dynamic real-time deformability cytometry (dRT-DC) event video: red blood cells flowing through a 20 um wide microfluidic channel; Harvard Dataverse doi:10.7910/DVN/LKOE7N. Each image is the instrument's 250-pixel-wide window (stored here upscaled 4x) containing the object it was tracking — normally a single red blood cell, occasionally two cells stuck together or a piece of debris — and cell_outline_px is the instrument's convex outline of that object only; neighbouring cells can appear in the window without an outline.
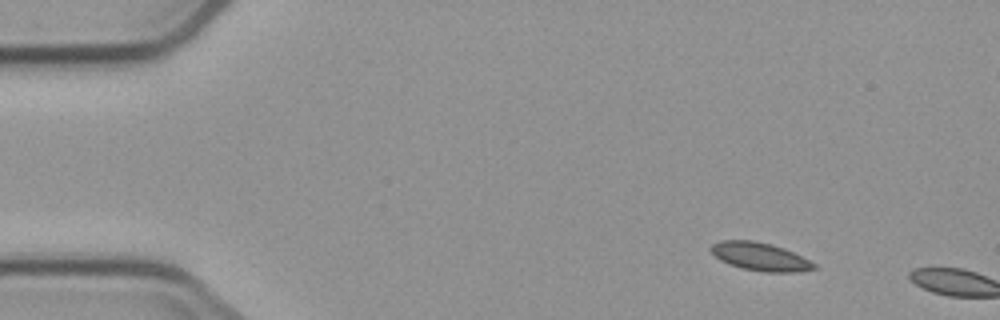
{"species": "common noctule bat (a hibernating species)", "species_latin": "Nyctalus noctula", "temperature_condition": "cold", "stored_images_in_passage": 2, "camera_frame_rate_fps": 3000, "um_per_image_px": 0.085, "animal": {"sex": "male", "body_mass_g": 23.1, "forearm_length_mm": 52.7}, "frame": {"image": 1, "passage_image": 1, "time_ms": 0.0, "image_size_px": [1000, 320], "cell_outline_px": [[820, 268], [796, 272], [764, 272], [740, 268], [728, 264], [720, 260], [708, 248], [712, 244], [720, 240], [752, 240], [772, 244], [784, 248], [816, 264]], "centroid_in_image_um": [64.59, 21.81], "position_along_channel_um": 20.4, "area_um2": 16.99}}